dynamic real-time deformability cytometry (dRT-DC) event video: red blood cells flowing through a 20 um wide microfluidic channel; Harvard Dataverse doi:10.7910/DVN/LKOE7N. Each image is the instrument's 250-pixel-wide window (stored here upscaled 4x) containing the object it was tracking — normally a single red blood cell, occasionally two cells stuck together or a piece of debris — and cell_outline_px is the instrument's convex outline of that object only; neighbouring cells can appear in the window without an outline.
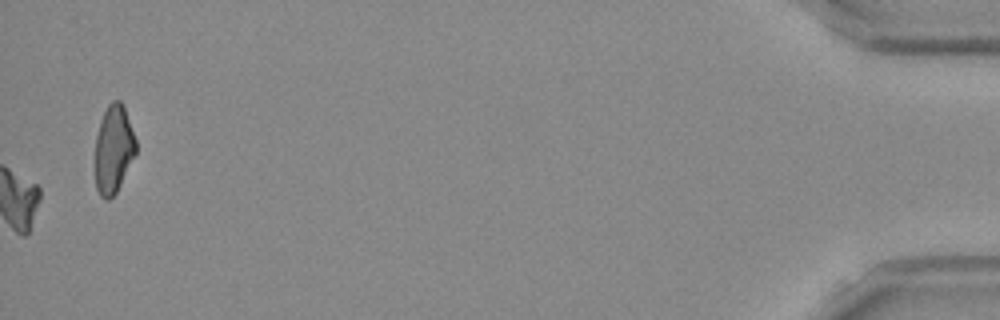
{"species": "Egyptian fruit bat (a non-hibernating species)", "species_latin": "Rousettus aegyptiacus", "temperature_condition": "room temperature", "stored_images_in_passage": 51, "camera_frame_rate_fps": 3000, "um_per_image_px": 0.085, "frame": {"image": 1, "passage_image": 51, "time_ms": 16.667, "image_size_px": [1000, 320], "cell_outline_px": [[136, 152], [116, 192], [108, 200], [104, 200], [100, 196], [96, 188], [96, 136], [100, 120], [108, 104], [112, 100], [120, 100], [124, 108], [136, 140]], "centroid_in_image_um": [9.64, 12.68], "position_along_channel_um": 425.6, "area_um2": 20.58}, "authors_computed_cell_mechanics": {"area_um2": 17.5712, "velocity_mm_per_s": 3.8429, "shape_relaxation_time_tau1_ms": 10.345, "shape_relaxation_time_tau2_ms": null, "deformation_change_tau1": 0.256, "deformation_change_tau2": null}}